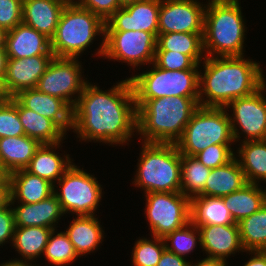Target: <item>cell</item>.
Wrapping results in <instances>:
<instances>
[{
	"label": "cell",
	"instance_id": "ac0fdd59",
	"mask_svg": "<svg viewBox=\"0 0 266 266\" xmlns=\"http://www.w3.org/2000/svg\"><path fill=\"white\" fill-rule=\"evenodd\" d=\"M14 97L25 108L52 120L66 135L72 131V108L64 100L36 88L22 90Z\"/></svg>",
	"mask_w": 266,
	"mask_h": 266
},
{
	"label": "cell",
	"instance_id": "f546056e",
	"mask_svg": "<svg viewBox=\"0 0 266 266\" xmlns=\"http://www.w3.org/2000/svg\"><path fill=\"white\" fill-rule=\"evenodd\" d=\"M18 116L23 125L25 135L36 139L41 144H54L68 138V135L52 120L25 108L19 101Z\"/></svg>",
	"mask_w": 266,
	"mask_h": 266
},
{
	"label": "cell",
	"instance_id": "f35d334b",
	"mask_svg": "<svg viewBox=\"0 0 266 266\" xmlns=\"http://www.w3.org/2000/svg\"><path fill=\"white\" fill-rule=\"evenodd\" d=\"M236 144H213L195 155L199 161L210 169L223 166L235 156Z\"/></svg>",
	"mask_w": 266,
	"mask_h": 266
},
{
	"label": "cell",
	"instance_id": "d6a6232c",
	"mask_svg": "<svg viewBox=\"0 0 266 266\" xmlns=\"http://www.w3.org/2000/svg\"><path fill=\"white\" fill-rule=\"evenodd\" d=\"M242 247L245 251H266V204L239 223Z\"/></svg>",
	"mask_w": 266,
	"mask_h": 266
},
{
	"label": "cell",
	"instance_id": "5b68a950",
	"mask_svg": "<svg viewBox=\"0 0 266 266\" xmlns=\"http://www.w3.org/2000/svg\"><path fill=\"white\" fill-rule=\"evenodd\" d=\"M104 37L105 22L70 0L62 10L55 35L51 39V51L58 58H82L86 51L90 53L87 49L95 47L92 45L99 40L100 45L94 54L91 53V57L95 55L103 58Z\"/></svg>",
	"mask_w": 266,
	"mask_h": 266
},
{
	"label": "cell",
	"instance_id": "b9f144b4",
	"mask_svg": "<svg viewBox=\"0 0 266 266\" xmlns=\"http://www.w3.org/2000/svg\"><path fill=\"white\" fill-rule=\"evenodd\" d=\"M82 8L98 15L104 22L117 10L122 8L118 0H74Z\"/></svg>",
	"mask_w": 266,
	"mask_h": 266
},
{
	"label": "cell",
	"instance_id": "603a6c76",
	"mask_svg": "<svg viewBox=\"0 0 266 266\" xmlns=\"http://www.w3.org/2000/svg\"><path fill=\"white\" fill-rule=\"evenodd\" d=\"M70 0H23L22 22L50 40L55 35L60 15Z\"/></svg>",
	"mask_w": 266,
	"mask_h": 266
},
{
	"label": "cell",
	"instance_id": "681fc988",
	"mask_svg": "<svg viewBox=\"0 0 266 266\" xmlns=\"http://www.w3.org/2000/svg\"><path fill=\"white\" fill-rule=\"evenodd\" d=\"M0 266H26V263H18V262H13V261H10V260H6L4 262V260H2Z\"/></svg>",
	"mask_w": 266,
	"mask_h": 266
},
{
	"label": "cell",
	"instance_id": "4316f807",
	"mask_svg": "<svg viewBox=\"0 0 266 266\" xmlns=\"http://www.w3.org/2000/svg\"><path fill=\"white\" fill-rule=\"evenodd\" d=\"M247 183L245 174L234 157L227 164L211 169L199 196L222 198L242 189Z\"/></svg>",
	"mask_w": 266,
	"mask_h": 266
},
{
	"label": "cell",
	"instance_id": "f5cc1de1",
	"mask_svg": "<svg viewBox=\"0 0 266 266\" xmlns=\"http://www.w3.org/2000/svg\"><path fill=\"white\" fill-rule=\"evenodd\" d=\"M5 99H7L5 92L3 89H0V103L4 101Z\"/></svg>",
	"mask_w": 266,
	"mask_h": 266
},
{
	"label": "cell",
	"instance_id": "8d00e7d4",
	"mask_svg": "<svg viewBox=\"0 0 266 266\" xmlns=\"http://www.w3.org/2000/svg\"><path fill=\"white\" fill-rule=\"evenodd\" d=\"M135 240L131 250V266H156L165 250L163 238L149 235Z\"/></svg>",
	"mask_w": 266,
	"mask_h": 266
},
{
	"label": "cell",
	"instance_id": "f6af8a7d",
	"mask_svg": "<svg viewBox=\"0 0 266 266\" xmlns=\"http://www.w3.org/2000/svg\"><path fill=\"white\" fill-rule=\"evenodd\" d=\"M250 258L243 263V266H266V251H244Z\"/></svg>",
	"mask_w": 266,
	"mask_h": 266
},
{
	"label": "cell",
	"instance_id": "8fae6325",
	"mask_svg": "<svg viewBox=\"0 0 266 266\" xmlns=\"http://www.w3.org/2000/svg\"><path fill=\"white\" fill-rule=\"evenodd\" d=\"M158 33L146 31H105L103 60L117 61L140 71L154 62Z\"/></svg>",
	"mask_w": 266,
	"mask_h": 266
},
{
	"label": "cell",
	"instance_id": "44dd1931",
	"mask_svg": "<svg viewBox=\"0 0 266 266\" xmlns=\"http://www.w3.org/2000/svg\"><path fill=\"white\" fill-rule=\"evenodd\" d=\"M63 143L64 140L54 144H41L25 170L54 185L75 161L72 155L67 153L68 150H61Z\"/></svg>",
	"mask_w": 266,
	"mask_h": 266
},
{
	"label": "cell",
	"instance_id": "6f0895ef",
	"mask_svg": "<svg viewBox=\"0 0 266 266\" xmlns=\"http://www.w3.org/2000/svg\"><path fill=\"white\" fill-rule=\"evenodd\" d=\"M0 89H3V87H2V82L0 81Z\"/></svg>",
	"mask_w": 266,
	"mask_h": 266
},
{
	"label": "cell",
	"instance_id": "ee69618b",
	"mask_svg": "<svg viewBox=\"0 0 266 266\" xmlns=\"http://www.w3.org/2000/svg\"><path fill=\"white\" fill-rule=\"evenodd\" d=\"M190 260H187L184 257L178 256L168 250H164L160 261L156 266H188Z\"/></svg>",
	"mask_w": 266,
	"mask_h": 266
},
{
	"label": "cell",
	"instance_id": "f1b7e54d",
	"mask_svg": "<svg viewBox=\"0 0 266 266\" xmlns=\"http://www.w3.org/2000/svg\"><path fill=\"white\" fill-rule=\"evenodd\" d=\"M263 187L264 185L247 183L242 189L222 197L235 223L257 212L266 204V192Z\"/></svg>",
	"mask_w": 266,
	"mask_h": 266
},
{
	"label": "cell",
	"instance_id": "277c9868",
	"mask_svg": "<svg viewBox=\"0 0 266 266\" xmlns=\"http://www.w3.org/2000/svg\"><path fill=\"white\" fill-rule=\"evenodd\" d=\"M242 9L240 0H207L203 32L206 57L245 55L248 27Z\"/></svg>",
	"mask_w": 266,
	"mask_h": 266
},
{
	"label": "cell",
	"instance_id": "f907efd6",
	"mask_svg": "<svg viewBox=\"0 0 266 266\" xmlns=\"http://www.w3.org/2000/svg\"><path fill=\"white\" fill-rule=\"evenodd\" d=\"M120 5L123 7L127 4H130V3H135L137 1H141V0H118Z\"/></svg>",
	"mask_w": 266,
	"mask_h": 266
},
{
	"label": "cell",
	"instance_id": "1f68e13d",
	"mask_svg": "<svg viewBox=\"0 0 266 266\" xmlns=\"http://www.w3.org/2000/svg\"><path fill=\"white\" fill-rule=\"evenodd\" d=\"M156 50H169L188 55L196 64L205 58L203 33H158Z\"/></svg>",
	"mask_w": 266,
	"mask_h": 266
},
{
	"label": "cell",
	"instance_id": "4dcf8cb0",
	"mask_svg": "<svg viewBox=\"0 0 266 266\" xmlns=\"http://www.w3.org/2000/svg\"><path fill=\"white\" fill-rule=\"evenodd\" d=\"M191 221L196 226L235 223L223 198L209 196H196L191 199Z\"/></svg>",
	"mask_w": 266,
	"mask_h": 266
},
{
	"label": "cell",
	"instance_id": "8992f818",
	"mask_svg": "<svg viewBox=\"0 0 266 266\" xmlns=\"http://www.w3.org/2000/svg\"><path fill=\"white\" fill-rule=\"evenodd\" d=\"M140 144L137 168L131 185L144 194L181 192V154L176 144Z\"/></svg>",
	"mask_w": 266,
	"mask_h": 266
},
{
	"label": "cell",
	"instance_id": "30bf717a",
	"mask_svg": "<svg viewBox=\"0 0 266 266\" xmlns=\"http://www.w3.org/2000/svg\"><path fill=\"white\" fill-rule=\"evenodd\" d=\"M143 198L148 235L163 238L191 221V199L181 192H150Z\"/></svg>",
	"mask_w": 266,
	"mask_h": 266
},
{
	"label": "cell",
	"instance_id": "52a82bcc",
	"mask_svg": "<svg viewBox=\"0 0 266 266\" xmlns=\"http://www.w3.org/2000/svg\"><path fill=\"white\" fill-rule=\"evenodd\" d=\"M199 71V69L170 71L151 63L144 67L141 73L136 71L133 74L129 70V73H132L129 79L135 100H149L167 96L199 97Z\"/></svg>",
	"mask_w": 266,
	"mask_h": 266
},
{
	"label": "cell",
	"instance_id": "74e56055",
	"mask_svg": "<svg viewBox=\"0 0 266 266\" xmlns=\"http://www.w3.org/2000/svg\"><path fill=\"white\" fill-rule=\"evenodd\" d=\"M25 135L18 116V100L15 97L0 103V138Z\"/></svg>",
	"mask_w": 266,
	"mask_h": 266
},
{
	"label": "cell",
	"instance_id": "e575fe53",
	"mask_svg": "<svg viewBox=\"0 0 266 266\" xmlns=\"http://www.w3.org/2000/svg\"><path fill=\"white\" fill-rule=\"evenodd\" d=\"M53 229L42 258L45 262H49L50 266H72L71 264L79 260L80 257L75 252L73 244L70 242L64 231ZM45 263L44 266H48Z\"/></svg>",
	"mask_w": 266,
	"mask_h": 266
},
{
	"label": "cell",
	"instance_id": "d6986e66",
	"mask_svg": "<svg viewBox=\"0 0 266 266\" xmlns=\"http://www.w3.org/2000/svg\"><path fill=\"white\" fill-rule=\"evenodd\" d=\"M3 44L8 58L53 55L51 40L23 22L4 32Z\"/></svg>",
	"mask_w": 266,
	"mask_h": 266
},
{
	"label": "cell",
	"instance_id": "bcb514c9",
	"mask_svg": "<svg viewBox=\"0 0 266 266\" xmlns=\"http://www.w3.org/2000/svg\"><path fill=\"white\" fill-rule=\"evenodd\" d=\"M188 266H229V263L226 260L220 258L204 257L199 260L198 259L195 260L192 259V261L190 260Z\"/></svg>",
	"mask_w": 266,
	"mask_h": 266
},
{
	"label": "cell",
	"instance_id": "7c38bea8",
	"mask_svg": "<svg viewBox=\"0 0 266 266\" xmlns=\"http://www.w3.org/2000/svg\"><path fill=\"white\" fill-rule=\"evenodd\" d=\"M80 58L54 57L40 77L36 89L64 100L72 109L90 81L84 76Z\"/></svg>",
	"mask_w": 266,
	"mask_h": 266
},
{
	"label": "cell",
	"instance_id": "11a10c76",
	"mask_svg": "<svg viewBox=\"0 0 266 266\" xmlns=\"http://www.w3.org/2000/svg\"><path fill=\"white\" fill-rule=\"evenodd\" d=\"M3 32L0 31V47H4V44H3Z\"/></svg>",
	"mask_w": 266,
	"mask_h": 266
},
{
	"label": "cell",
	"instance_id": "7bdbcfd3",
	"mask_svg": "<svg viewBox=\"0 0 266 266\" xmlns=\"http://www.w3.org/2000/svg\"><path fill=\"white\" fill-rule=\"evenodd\" d=\"M16 224L12 206L8 202L0 209V246H11L14 238Z\"/></svg>",
	"mask_w": 266,
	"mask_h": 266
},
{
	"label": "cell",
	"instance_id": "9a60e30c",
	"mask_svg": "<svg viewBox=\"0 0 266 266\" xmlns=\"http://www.w3.org/2000/svg\"><path fill=\"white\" fill-rule=\"evenodd\" d=\"M160 0H141L117 9L106 21L105 31L158 33Z\"/></svg>",
	"mask_w": 266,
	"mask_h": 266
},
{
	"label": "cell",
	"instance_id": "d590c367",
	"mask_svg": "<svg viewBox=\"0 0 266 266\" xmlns=\"http://www.w3.org/2000/svg\"><path fill=\"white\" fill-rule=\"evenodd\" d=\"M165 249L189 260V254L201 248L199 228L190 221L184 227L174 230L163 237Z\"/></svg>",
	"mask_w": 266,
	"mask_h": 266
},
{
	"label": "cell",
	"instance_id": "9f6ffc18",
	"mask_svg": "<svg viewBox=\"0 0 266 266\" xmlns=\"http://www.w3.org/2000/svg\"><path fill=\"white\" fill-rule=\"evenodd\" d=\"M42 264H43V263H41V264H39V263H38V264H33V263L30 264V263H26V266H40V265H42Z\"/></svg>",
	"mask_w": 266,
	"mask_h": 266
},
{
	"label": "cell",
	"instance_id": "d4e9b609",
	"mask_svg": "<svg viewBox=\"0 0 266 266\" xmlns=\"http://www.w3.org/2000/svg\"><path fill=\"white\" fill-rule=\"evenodd\" d=\"M41 143L27 135L0 138V166L10 173L25 169Z\"/></svg>",
	"mask_w": 266,
	"mask_h": 266
},
{
	"label": "cell",
	"instance_id": "60d3db41",
	"mask_svg": "<svg viewBox=\"0 0 266 266\" xmlns=\"http://www.w3.org/2000/svg\"><path fill=\"white\" fill-rule=\"evenodd\" d=\"M23 0H0V30L4 33L22 22Z\"/></svg>",
	"mask_w": 266,
	"mask_h": 266
},
{
	"label": "cell",
	"instance_id": "6da1fadb",
	"mask_svg": "<svg viewBox=\"0 0 266 266\" xmlns=\"http://www.w3.org/2000/svg\"><path fill=\"white\" fill-rule=\"evenodd\" d=\"M93 83H87L72 109L71 132L77 143L130 145L137 138V108L129 76L106 90Z\"/></svg>",
	"mask_w": 266,
	"mask_h": 266
},
{
	"label": "cell",
	"instance_id": "c3c4849f",
	"mask_svg": "<svg viewBox=\"0 0 266 266\" xmlns=\"http://www.w3.org/2000/svg\"><path fill=\"white\" fill-rule=\"evenodd\" d=\"M7 53L5 47H0V81L3 82L5 72H6V64H7Z\"/></svg>",
	"mask_w": 266,
	"mask_h": 266
},
{
	"label": "cell",
	"instance_id": "7dc6e473",
	"mask_svg": "<svg viewBox=\"0 0 266 266\" xmlns=\"http://www.w3.org/2000/svg\"><path fill=\"white\" fill-rule=\"evenodd\" d=\"M9 180H0V209L9 202Z\"/></svg>",
	"mask_w": 266,
	"mask_h": 266
},
{
	"label": "cell",
	"instance_id": "ab89813d",
	"mask_svg": "<svg viewBox=\"0 0 266 266\" xmlns=\"http://www.w3.org/2000/svg\"><path fill=\"white\" fill-rule=\"evenodd\" d=\"M153 63L161 69L170 71L199 69L200 67V64H196L188 55L169 50H156Z\"/></svg>",
	"mask_w": 266,
	"mask_h": 266
},
{
	"label": "cell",
	"instance_id": "4fadbf2b",
	"mask_svg": "<svg viewBox=\"0 0 266 266\" xmlns=\"http://www.w3.org/2000/svg\"><path fill=\"white\" fill-rule=\"evenodd\" d=\"M225 108L230 117L235 144L266 140V97L262 88L231 101Z\"/></svg>",
	"mask_w": 266,
	"mask_h": 266
},
{
	"label": "cell",
	"instance_id": "3957f363",
	"mask_svg": "<svg viewBox=\"0 0 266 266\" xmlns=\"http://www.w3.org/2000/svg\"><path fill=\"white\" fill-rule=\"evenodd\" d=\"M137 137L144 143L175 144L199 107V97L167 96L135 100Z\"/></svg>",
	"mask_w": 266,
	"mask_h": 266
},
{
	"label": "cell",
	"instance_id": "2e32d148",
	"mask_svg": "<svg viewBox=\"0 0 266 266\" xmlns=\"http://www.w3.org/2000/svg\"><path fill=\"white\" fill-rule=\"evenodd\" d=\"M54 55H37L27 58H8L2 82L7 98L25 89L36 88Z\"/></svg>",
	"mask_w": 266,
	"mask_h": 266
},
{
	"label": "cell",
	"instance_id": "ffe728a7",
	"mask_svg": "<svg viewBox=\"0 0 266 266\" xmlns=\"http://www.w3.org/2000/svg\"><path fill=\"white\" fill-rule=\"evenodd\" d=\"M16 227H46L57 229L62 216H66L53 193L48 198L34 203H10Z\"/></svg>",
	"mask_w": 266,
	"mask_h": 266
},
{
	"label": "cell",
	"instance_id": "db71d44e",
	"mask_svg": "<svg viewBox=\"0 0 266 266\" xmlns=\"http://www.w3.org/2000/svg\"><path fill=\"white\" fill-rule=\"evenodd\" d=\"M261 88H262L263 91L265 92V97H266V78H265L264 81L262 82Z\"/></svg>",
	"mask_w": 266,
	"mask_h": 266
},
{
	"label": "cell",
	"instance_id": "e0dca14e",
	"mask_svg": "<svg viewBox=\"0 0 266 266\" xmlns=\"http://www.w3.org/2000/svg\"><path fill=\"white\" fill-rule=\"evenodd\" d=\"M197 227L200 231L203 257L220 258L228 262L231 257L244 254L238 223Z\"/></svg>",
	"mask_w": 266,
	"mask_h": 266
},
{
	"label": "cell",
	"instance_id": "7402d4cb",
	"mask_svg": "<svg viewBox=\"0 0 266 266\" xmlns=\"http://www.w3.org/2000/svg\"><path fill=\"white\" fill-rule=\"evenodd\" d=\"M69 226L64 230L70 242L73 244L75 252L81 258L90 253L100 250V246L107 237L103 222L96 215L72 216Z\"/></svg>",
	"mask_w": 266,
	"mask_h": 266
},
{
	"label": "cell",
	"instance_id": "ba28073f",
	"mask_svg": "<svg viewBox=\"0 0 266 266\" xmlns=\"http://www.w3.org/2000/svg\"><path fill=\"white\" fill-rule=\"evenodd\" d=\"M175 144L186 156H195L213 144H235L226 108L199 106Z\"/></svg>",
	"mask_w": 266,
	"mask_h": 266
},
{
	"label": "cell",
	"instance_id": "816d5d0a",
	"mask_svg": "<svg viewBox=\"0 0 266 266\" xmlns=\"http://www.w3.org/2000/svg\"><path fill=\"white\" fill-rule=\"evenodd\" d=\"M0 180H9L8 175L3 171L0 166Z\"/></svg>",
	"mask_w": 266,
	"mask_h": 266
},
{
	"label": "cell",
	"instance_id": "5bb4252c",
	"mask_svg": "<svg viewBox=\"0 0 266 266\" xmlns=\"http://www.w3.org/2000/svg\"><path fill=\"white\" fill-rule=\"evenodd\" d=\"M206 6L207 0H160L158 33H203Z\"/></svg>",
	"mask_w": 266,
	"mask_h": 266
},
{
	"label": "cell",
	"instance_id": "9c48e42d",
	"mask_svg": "<svg viewBox=\"0 0 266 266\" xmlns=\"http://www.w3.org/2000/svg\"><path fill=\"white\" fill-rule=\"evenodd\" d=\"M99 181L94 173L87 172L74 162L54 184V194L63 213L66 216L97 215L105 194Z\"/></svg>",
	"mask_w": 266,
	"mask_h": 266
},
{
	"label": "cell",
	"instance_id": "836d02e7",
	"mask_svg": "<svg viewBox=\"0 0 266 266\" xmlns=\"http://www.w3.org/2000/svg\"><path fill=\"white\" fill-rule=\"evenodd\" d=\"M210 172L195 156L181 154V193L189 199L199 196Z\"/></svg>",
	"mask_w": 266,
	"mask_h": 266
},
{
	"label": "cell",
	"instance_id": "7a4b0ae2",
	"mask_svg": "<svg viewBox=\"0 0 266 266\" xmlns=\"http://www.w3.org/2000/svg\"><path fill=\"white\" fill-rule=\"evenodd\" d=\"M262 66L247 55L206 57L199 67V106L226 107L253 94L266 77Z\"/></svg>",
	"mask_w": 266,
	"mask_h": 266
},
{
	"label": "cell",
	"instance_id": "484cf974",
	"mask_svg": "<svg viewBox=\"0 0 266 266\" xmlns=\"http://www.w3.org/2000/svg\"><path fill=\"white\" fill-rule=\"evenodd\" d=\"M53 229L46 227H16L11 247L19 255L9 259L18 263L33 264L42 256Z\"/></svg>",
	"mask_w": 266,
	"mask_h": 266
},
{
	"label": "cell",
	"instance_id": "cb8c5ba5",
	"mask_svg": "<svg viewBox=\"0 0 266 266\" xmlns=\"http://www.w3.org/2000/svg\"><path fill=\"white\" fill-rule=\"evenodd\" d=\"M9 178V203L40 202L54 193V185L48 180L30 174L25 169L14 171Z\"/></svg>",
	"mask_w": 266,
	"mask_h": 266
},
{
	"label": "cell",
	"instance_id": "83f0119b",
	"mask_svg": "<svg viewBox=\"0 0 266 266\" xmlns=\"http://www.w3.org/2000/svg\"><path fill=\"white\" fill-rule=\"evenodd\" d=\"M235 146V158L248 183L266 184V140L244 141Z\"/></svg>",
	"mask_w": 266,
	"mask_h": 266
}]
</instances>
